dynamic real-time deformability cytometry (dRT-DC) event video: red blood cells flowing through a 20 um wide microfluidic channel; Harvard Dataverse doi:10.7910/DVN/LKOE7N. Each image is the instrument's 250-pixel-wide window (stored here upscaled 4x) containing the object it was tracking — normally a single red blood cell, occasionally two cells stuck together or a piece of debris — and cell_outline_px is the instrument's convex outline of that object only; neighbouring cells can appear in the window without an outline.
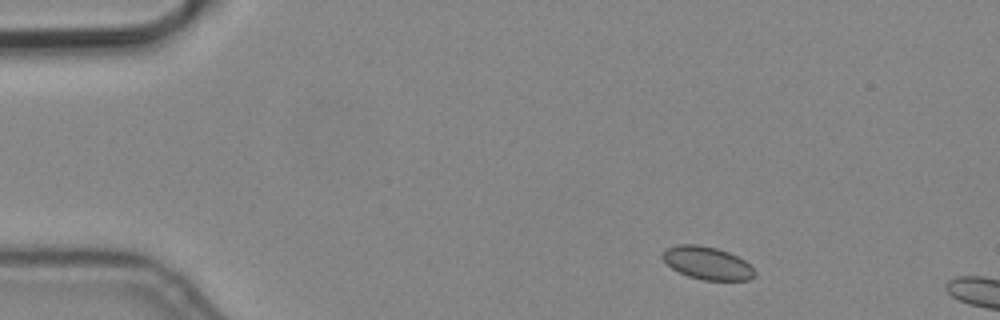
{"species": "common noctule bat (a hibernating species)", "species_latin": "Nyctalus noctula", "temperature_condition": "cold", "stored_images_in_passage": 2, "camera_frame_rate_fps": 3000, "um_per_image_px": 0.085, "animal": {"sex": "male", "body_mass_g": 19.2, "forearm_length_mm": 51.8}, "frame": {"image": 1, "passage_image": 1, "time_ms": 0.0, "image_size_px": [1000, 320], "cell_outline_px": [[756, 276], [748, 280], [704, 280], [688, 276], [672, 268], [660, 256], [668, 248], [676, 244], [700, 244], [716, 248], [728, 252], [744, 260], [756, 272]], "centroid_in_image_um": [60.12, 22.35], "position_along_channel_um": 24.9, "area_um2": 17.51}}